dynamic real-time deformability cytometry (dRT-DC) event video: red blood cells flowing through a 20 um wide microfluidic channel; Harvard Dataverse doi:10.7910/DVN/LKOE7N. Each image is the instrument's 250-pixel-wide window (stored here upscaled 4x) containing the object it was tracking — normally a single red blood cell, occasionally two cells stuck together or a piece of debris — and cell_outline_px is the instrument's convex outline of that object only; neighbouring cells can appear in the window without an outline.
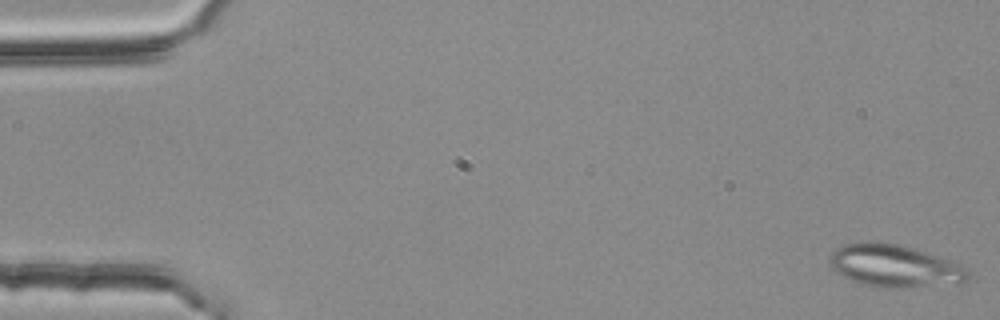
{"species": "common noctule bat (a hibernating species)", "species_latin": "Nyctalus noctula", "temperature_condition": "room temperature", "stored_images_in_passage": 53, "segment_of_instrument_passage": [1, 2], "camera_frame_rate_fps": 3000, "um_per_image_px": 0.085, "animal": {"sex": "female", "body_mass_g": 25.1}, "frame": {"image": 1, "passage_image": 1, "time_ms": 0.0, "image_size_px": [1000, 320], "cell_outline_px": [[972, 276], [968, 280], [960, 284], [904, 288], [880, 288], [848, 280], [836, 272], [832, 268], [828, 260], [832, 252], [836, 248], [844, 244], [860, 240], [876, 240], [904, 244], [964, 264], [968, 268]], "centroid_in_image_um": [76.09, 22.58], "position_along_channel_um": 8.9, "area_um2": 35.84}}